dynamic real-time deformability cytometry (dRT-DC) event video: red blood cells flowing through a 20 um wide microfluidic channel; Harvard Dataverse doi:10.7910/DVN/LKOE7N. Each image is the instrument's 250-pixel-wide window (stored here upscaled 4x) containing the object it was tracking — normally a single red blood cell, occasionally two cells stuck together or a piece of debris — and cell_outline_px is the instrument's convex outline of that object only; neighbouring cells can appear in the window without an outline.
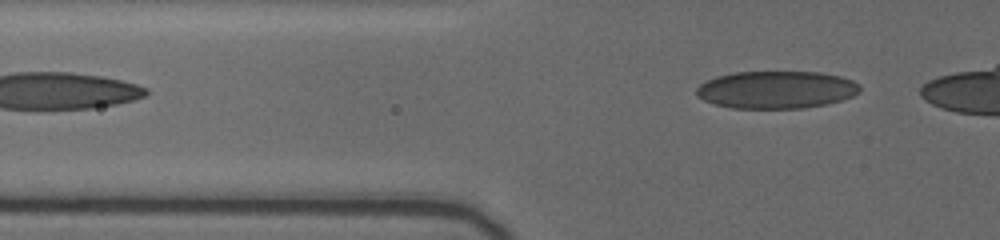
{"species": "human", "species_latin": "Homo sapiens", "temperature_condition": "cold", "stored_images_in_passage": 3, "segment_of_instrument_passage": [2, 2], "camera_frame_rate_fps": 3000, "um_per_image_px": 0.085, "donor": {"sex": "female"}, "frame": {"image": 1, "passage_image": 3, "time_ms": 1.667, "image_size_px": [1000, 240], "cell_outline_px": [[860, 92], [852, 96], [840, 100], [824, 104], [804, 108], [732, 108], [716, 104], [704, 100], [696, 92], [696, 88], [700, 84], [716, 76], [732, 72], [820, 72], [840, 76], [852, 80], [860, 84]], "centroid_in_image_um": [66.0, 7.62], "position_along_channel_um": 59.8, "area_um2": 35.6}}